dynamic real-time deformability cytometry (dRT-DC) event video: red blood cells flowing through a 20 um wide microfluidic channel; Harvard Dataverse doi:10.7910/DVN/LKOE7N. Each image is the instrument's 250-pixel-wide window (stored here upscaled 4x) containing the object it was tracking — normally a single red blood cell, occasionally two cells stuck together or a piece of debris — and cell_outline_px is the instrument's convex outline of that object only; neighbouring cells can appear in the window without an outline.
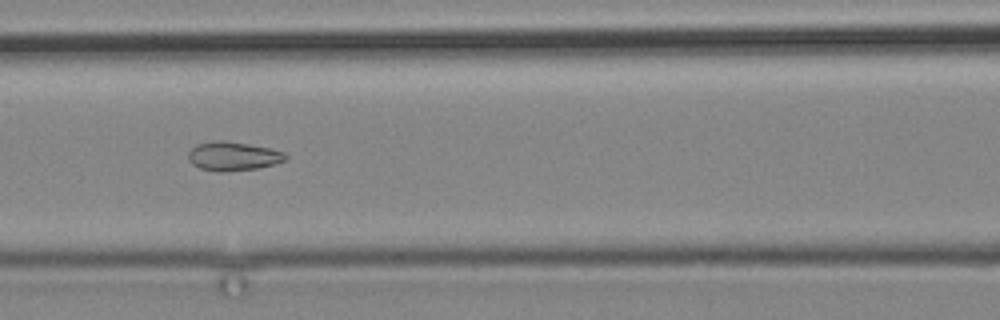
{"species": "common noctule bat (a hibernating species)", "species_latin": "Nyctalus noctula", "temperature_condition": "cold", "stored_images_in_passage": 14, "camera_frame_rate_fps": 3000, "um_per_image_px": 0.085, "animal": {"sex": "male", "body_mass_g": 19.2, "forearm_length_mm": 51.8}, "frame": {"image": 1, "passage_image": 10, "time_ms": 11.333, "image_size_px": [1000, 320], "cell_outline_px": [[288, 156], [284, 160], [260, 168], [224, 172], [220, 172], [200, 168], [192, 164], [188, 160], [188, 152], [196, 144], [212, 140], [224, 140], [248, 144], [268, 148], [284, 152]], "centroid_in_image_um": [19.76, 13.27], "position_along_channel_um": 146.8, "area_um2": 16.42}}
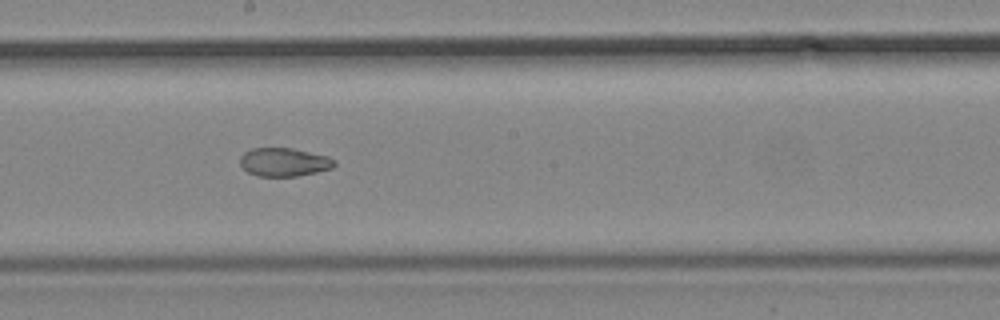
{"frame": {"image": 2, "passage_image": 12, "time_ms": 13.667, "image_size_px": [1000, 320], "cell_outline_px": [[336, 164], [332, 168], [316, 172], [296, 176], [256, 176], [248, 172], [240, 164], [240, 156], [244, 152], [252, 148], [292, 148], [328, 156], [336, 160]], "centroid_in_image_um": [24.14, 13.77], "position_along_channel_um": 224.1, "area_um2": 15.66}}
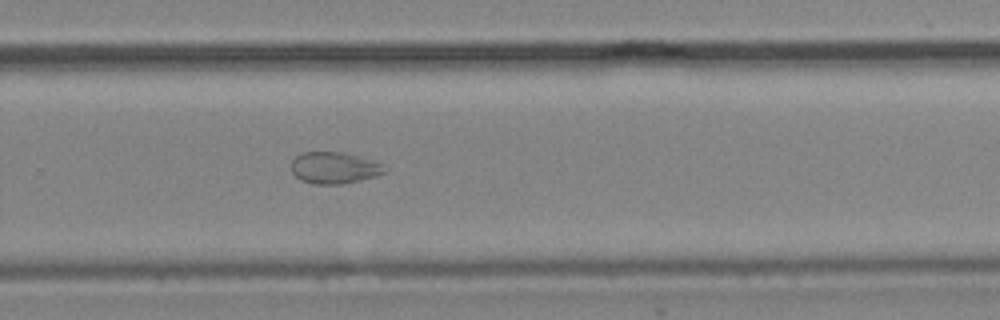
{"frame": {"image": 3, "passage_image": 14, "time_ms": 16.0, "image_size_px": [1000, 320], "cell_outline_px": [[388, 172], [376, 176], [360, 180], [340, 184], [316, 184], [300, 180], [292, 172], [292, 160], [300, 152], [344, 152], [372, 160], [388, 168]], "centroid_in_image_um": [28.42, 14.26], "position_along_channel_um": 301.4, "area_um2": 17.22}}